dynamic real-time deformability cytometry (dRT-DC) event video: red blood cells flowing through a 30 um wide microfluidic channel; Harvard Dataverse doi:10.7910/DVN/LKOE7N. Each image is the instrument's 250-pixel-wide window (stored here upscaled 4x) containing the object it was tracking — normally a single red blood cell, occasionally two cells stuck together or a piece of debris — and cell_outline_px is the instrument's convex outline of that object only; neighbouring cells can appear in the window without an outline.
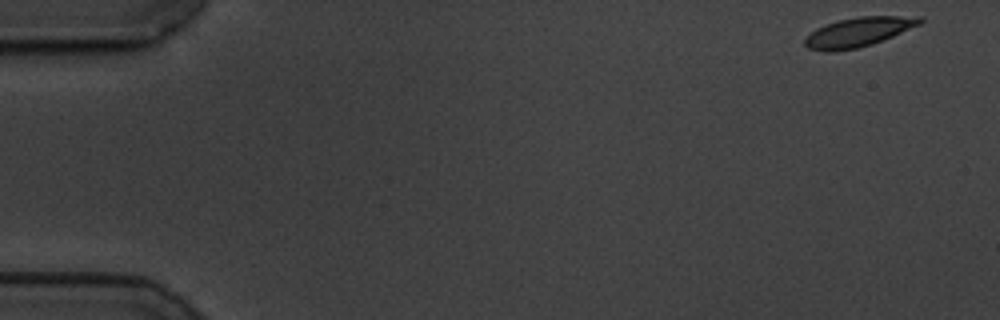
{"species": "common noctule bat (a hibernating species)", "species_latin": "Nyctalus noctula", "temperature_condition": "cold", "stored_images_in_passage": 57, "camera_frame_rate_fps": 3000, "um_per_image_px": 0.085, "animal": {"sex": "male", "body_mass_g": 19.5, "forearm_length_mm": 54.6}, "frame": {"image": 1, "passage_image": 1, "time_ms": 0.0, "image_size_px": [1000, 320], "cell_outline_px": [[924, 20], [920, 24], [884, 40], [872, 44], [856, 48], [832, 52], [828, 52], [808, 48], [804, 44], [804, 36], [816, 28], [840, 20], [860, 16], [920, 16]], "centroid_in_image_um": [72.95, 2.73], "position_along_channel_um": 12.1, "area_um2": 19.65}}
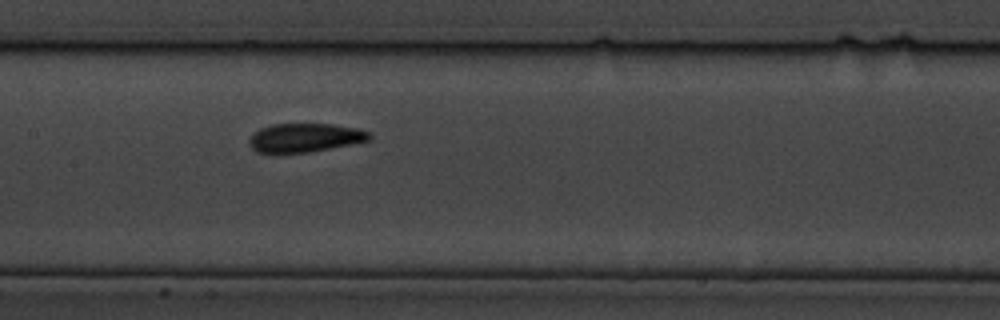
{"frame": {"image": 2, "passage_image": 27, "time_ms": 8.667, "image_size_px": [1000, 320], "cell_outline_px": [[372, 136], [368, 140], [352, 144], [308, 152], [256, 152], [248, 144], [248, 140], [260, 128], [272, 124], [332, 124], [356, 128], [368, 132]], "centroid_in_image_um": [25.9, 11.7], "position_along_channel_um": 181.5, "area_um2": 19.83}}
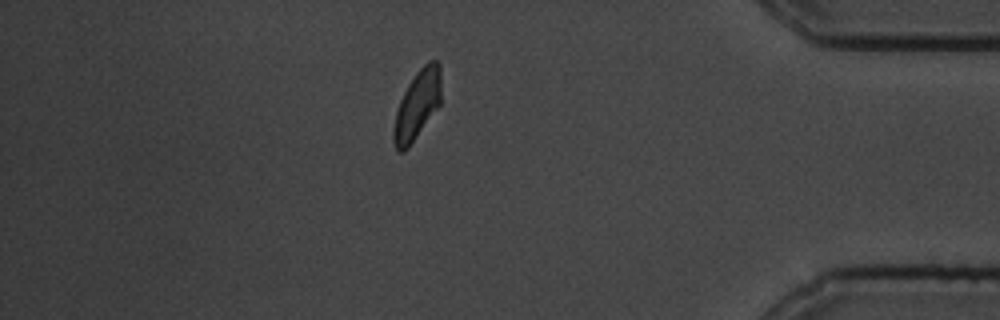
{"frame": {"image": 3, "passage_image": 49, "time_ms": 16.0, "image_size_px": [1000, 320], "cell_outline_px": [[440, 104], [408, 148], [404, 152], [396, 152], [392, 140], [392, 132], [396, 112], [400, 100], [408, 84], [416, 72], [428, 60], [436, 60], [440, 64]], "centroid_in_image_um": [35.44, 8.94], "position_along_channel_um": 399.8, "area_um2": 19.07}}